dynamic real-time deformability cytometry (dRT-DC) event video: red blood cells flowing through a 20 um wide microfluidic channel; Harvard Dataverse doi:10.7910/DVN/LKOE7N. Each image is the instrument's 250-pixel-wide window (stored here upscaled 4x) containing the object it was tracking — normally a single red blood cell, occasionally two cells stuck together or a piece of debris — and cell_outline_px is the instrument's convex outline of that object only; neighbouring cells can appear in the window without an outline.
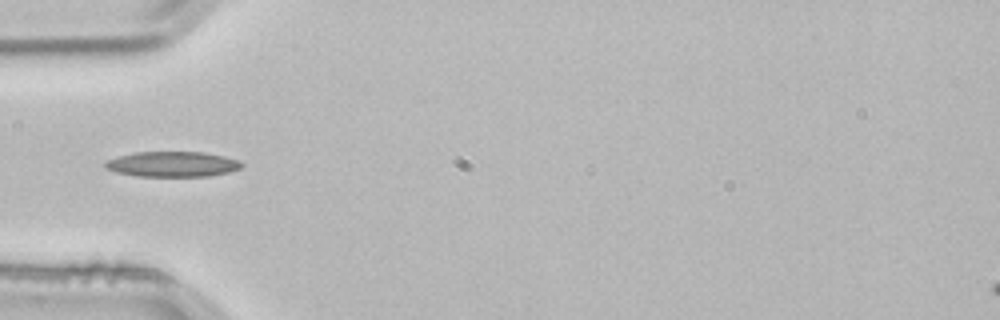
{"species": "common noctule bat (a hibernating species)", "species_latin": "Nyctalus noctula", "temperature_condition": "room temperature", "stored_images_in_passage": 3, "camera_frame_rate_fps": 3000, "um_per_image_px": 0.085, "animal": {"sex": "male", "body_mass_g": 21.5, "forearm_length_mm": 52.0}, "frame": {"image": 1, "passage_image": 3, "time_ms": 0.667, "image_size_px": [1000, 320], "cell_outline_px": [[244, 164], [240, 168], [228, 172], [208, 176], [136, 176], [116, 172], [104, 168], [104, 164], [108, 160], [116, 156], [136, 152], [204, 152], [224, 156], [240, 160]], "centroid_in_image_um": [14.65, 13.95], "position_along_channel_um": 70.4, "area_um2": 20.17}}